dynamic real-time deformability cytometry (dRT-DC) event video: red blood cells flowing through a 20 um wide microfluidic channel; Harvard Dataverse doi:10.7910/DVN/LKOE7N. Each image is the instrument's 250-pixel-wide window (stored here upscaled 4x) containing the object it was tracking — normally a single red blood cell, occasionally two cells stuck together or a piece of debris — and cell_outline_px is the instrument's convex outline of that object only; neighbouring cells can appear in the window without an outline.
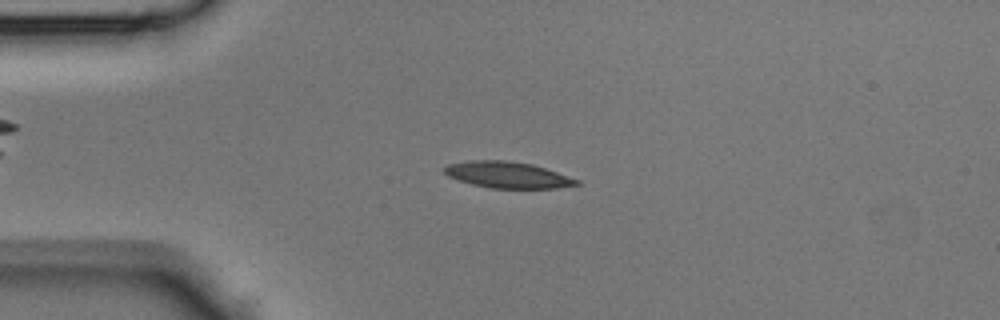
{"species": "Egyptian fruit bat (a non-hibernating species)", "species_latin": "Rousettus aegyptiacus", "temperature_condition": "room temperature", "stored_images_in_passage": 43, "camera_frame_rate_fps": 3000, "um_per_image_px": 0.085, "animal": {"sex": "male"}, "frame": {"image": 1, "passage_image": 10, "time_ms": 3.0, "image_size_px": [1000, 320], "cell_outline_px": [[580, 184], [556, 188], [492, 188], [472, 184], [448, 176], [444, 172], [444, 168], [448, 164], [468, 160], [508, 160], [532, 164], [580, 180]], "centroid_in_image_um": [43.14, 14.85], "position_along_channel_um": 41.9, "area_um2": 20.11}}
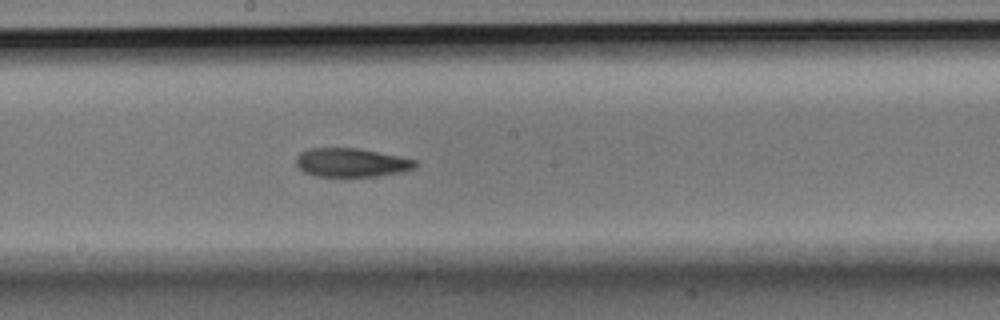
{"frame": {"image": 2, "passage_image": 23, "time_ms": 7.333, "image_size_px": [1000, 320], "cell_outline_px": [[416, 168], [404, 172], [376, 176], [316, 176], [304, 172], [296, 164], [296, 156], [300, 152], [308, 148], [360, 148], [416, 160]], "centroid_in_image_um": [29.86, 13.81], "position_along_channel_um": 218.3, "area_um2": 20.0}}
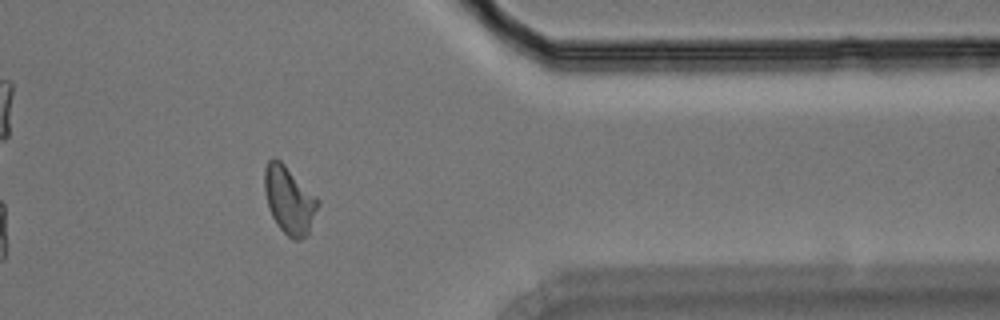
{"frame": {"image": 3, "passage_image": 35, "time_ms": 11.333, "image_size_px": [1000, 320], "cell_outline_px": [[320, 204], [308, 236], [300, 240], [292, 240], [276, 224], [268, 208], [264, 192], [264, 168], [268, 160], [272, 156], [276, 156], [320, 200]], "centroid_in_image_um": [24.58, 17.01], "position_along_channel_um": 386.8, "area_um2": 21.39}}